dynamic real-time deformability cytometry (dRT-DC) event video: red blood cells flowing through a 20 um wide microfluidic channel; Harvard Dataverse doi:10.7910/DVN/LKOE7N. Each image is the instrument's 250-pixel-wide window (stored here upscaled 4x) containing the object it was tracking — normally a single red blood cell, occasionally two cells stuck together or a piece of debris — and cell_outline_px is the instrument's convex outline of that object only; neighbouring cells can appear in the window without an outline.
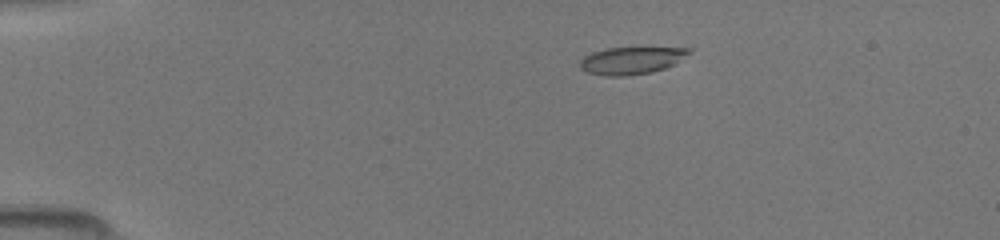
{"species": "common noctule bat (a hibernating species)", "species_latin": "Nyctalus noctula", "temperature_condition": "room temperature", "stored_images_in_passage": 40, "camera_frame_rate_fps": 3000, "um_per_image_px": 0.085, "animal": {"sex": "female", "body_mass_g": 19.5, "forearm_length_mm": 54.1}, "frame": {"image": 1, "passage_image": 1, "time_ms": 0.0, "image_size_px": [1000, 240], "cell_outline_px": [[692, 52], [676, 64], [652, 72], [624, 76], [604, 76], [588, 72], [580, 68], [580, 60], [584, 56], [592, 52], [604, 48], [636, 44], [640, 44], [692, 48]], "centroid_in_image_um": [53.75, 5.06], "position_along_channel_um": 31.2, "area_um2": 18.73}}
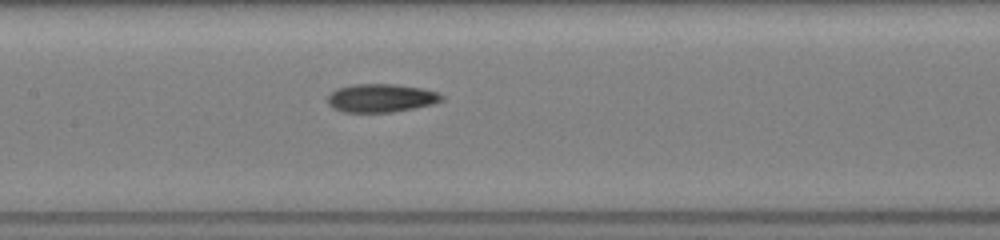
{"frame": {"image": 2, "passage_image": 16, "time_ms": 5.0, "image_size_px": [1000, 240], "cell_outline_px": [[444, 100], [432, 104], [392, 112], [344, 112], [332, 108], [328, 104], [328, 96], [336, 88], [352, 84], [396, 84], [424, 88], [436, 92], [444, 96]], "centroid_in_image_um": [32.38, 8.32], "position_along_channel_um": 175.0, "area_um2": 18.9}}
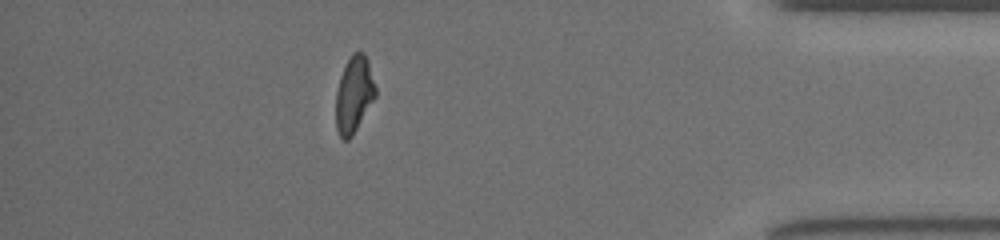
{"frame": {"image": 3, "passage_image": 35, "time_ms": 11.333, "image_size_px": [1000, 240], "cell_outline_px": [[376, 96], [352, 136], [348, 140], [344, 140], [340, 136], [336, 128], [336, 92], [340, 76], [352, 52], [364, 52], [368, 60], [376, 88]], "centroid_in_image_um": [30.09, 8.03], "position_along_channel_um": 405.1, "area_um2": 17.57}}